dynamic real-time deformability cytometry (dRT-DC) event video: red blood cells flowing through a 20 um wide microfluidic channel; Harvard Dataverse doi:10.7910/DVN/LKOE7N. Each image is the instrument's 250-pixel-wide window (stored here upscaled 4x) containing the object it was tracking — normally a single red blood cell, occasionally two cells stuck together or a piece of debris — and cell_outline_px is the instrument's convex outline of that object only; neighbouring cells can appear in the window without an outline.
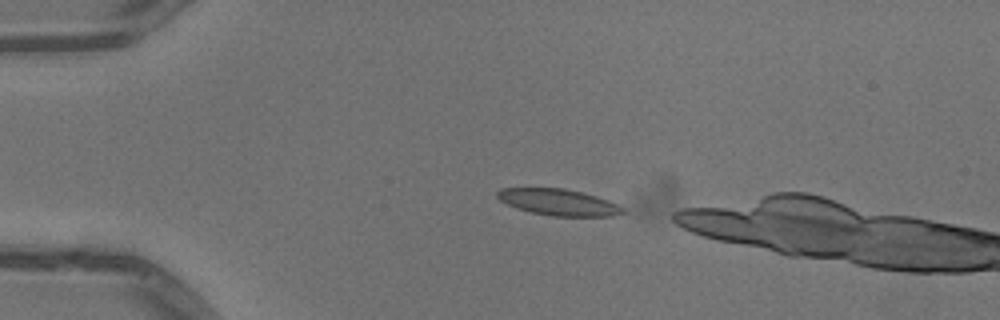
{"species": "common noctule bat (a hibernating species)", "species_latin": "Nyctalus noctula", "temperature_condition": "warm", "stored_images_in_passage": 9, "camera_frame_rate_fps": 3000, "um_per_image_px": 0.085, "animal": {"sex": "male", "body_mass_g": 13.3}, "frame": {"image": 1, "passage_image": 4, "time_ms": 1.0, "image_size_px": [1000, 320], "cell_outline_px": [[628, 212], [612, 216], [552, 216], [532, 212], [516, 208], [500, 200], [496, 196], [496, 192], [500, 188], [564, 188], [596, 196], [608, 200], [624, 208]], "centroid_in_image_um": [47.48, 17.19], "position_along_channel_um": 37.5, "area_um2": 19.25}}